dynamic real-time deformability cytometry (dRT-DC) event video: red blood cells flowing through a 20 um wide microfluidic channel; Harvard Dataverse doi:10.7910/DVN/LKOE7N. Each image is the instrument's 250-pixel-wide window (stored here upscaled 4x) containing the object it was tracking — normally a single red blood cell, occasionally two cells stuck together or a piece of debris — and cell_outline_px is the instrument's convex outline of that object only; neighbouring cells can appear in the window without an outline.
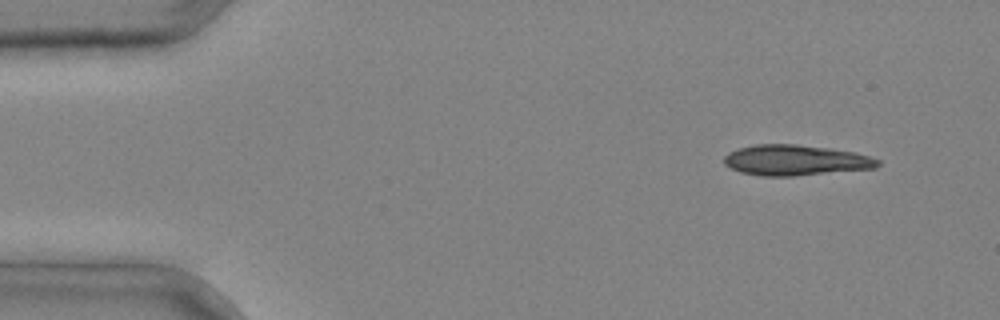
{"species": "common noctule bat (a hibernating species)", "species_latin": "Nyctalus noctula", "temperature_condition": "cold", "stored_images_in_passage": 4, "camera_frame_rate_fps": 3000, "um_per_image_px": 0.085, "animal": {"sex": "male", "body_mass_g": 20.4}, "frame": {"image": 1, "passage_image": 1, "time_ms": 0.0, "image_size_px": [1000, 320], "cell_outline_px": [[880, 164], [876, 168], [792, 176], [764, 176], [740, 172], [724, 164], [724, 156], [728, 152], [736, 148], [756, 144], [796, 144], [832, 148], [856, 152], [880, 160]], "centroid_in_image_um": [67.61, 13.61], "position_along_channel_um": 17.4, "area_um2": 27.51}}